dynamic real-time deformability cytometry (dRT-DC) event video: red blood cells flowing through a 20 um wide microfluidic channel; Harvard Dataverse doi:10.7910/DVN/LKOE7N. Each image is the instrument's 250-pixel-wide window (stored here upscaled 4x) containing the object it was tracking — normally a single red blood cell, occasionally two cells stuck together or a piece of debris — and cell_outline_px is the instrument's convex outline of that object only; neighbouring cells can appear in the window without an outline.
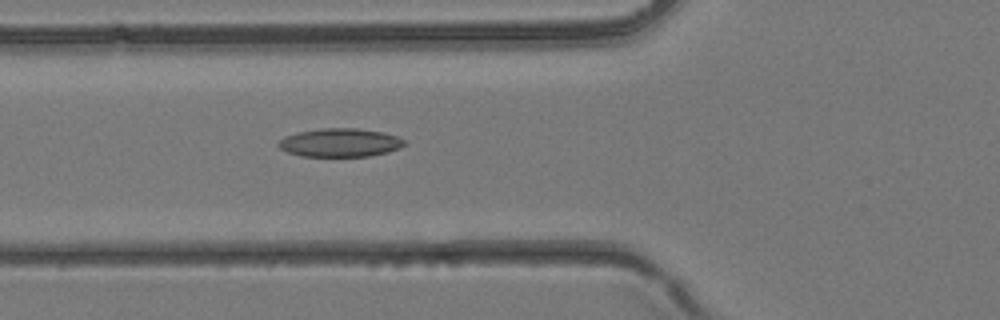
{"species": "common noctule bat (a hibernating species)", "species_latin": "Nyctalus noctula", "temperature_condition": "room temperature", "stored_images_in_passage": 27, "camera_frame_rate_fps": 3000, "um_per_image_px": 0.085, "animal": {"sex": "female", "body_mass_g": 24.6, "forearm_length_mm": 56.2}, "frame": {"image": 1, "passage_image": 3, "time_ms": 0.667, "image_size_px": [1000, 320], "cell_outline_px": [[408, 144], [400, 148], [388, 152], [368, 156], [300, 156], [288, 152], [280, 148], [276, 144], [284, 136], [296, 132], [320, 128], [356, 128], [384, 132], [396, 136], [404, 140]], "centroid_in_image_um": [28.9, 12.12], "position_along_channel_um": 96.9, "area_um2": 21.04}}
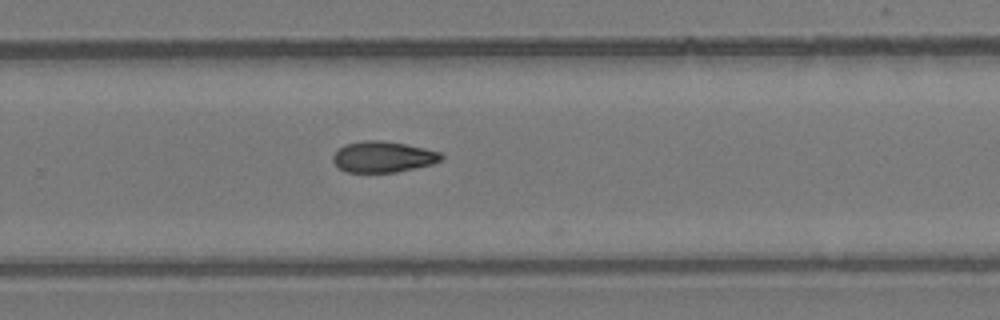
{"frame": {"image": 2, "passage_image": 14, "time_ms": 4.333, "image_size_px": [1000, 320], "cell_outline_px": [[444, 156], [440, 160], [432, 164], [416, 168], [396, 172], [348, 172], [340, 168], [332, 160], [332, 156], [344, 144], [364, 140], [380, 140], [404, 144], [424, 148], [440, 152]], "centroid_in_image_um": [32.56, 13.33], "position_along_channel_um": 297.2, "area_um2": 19.42}}
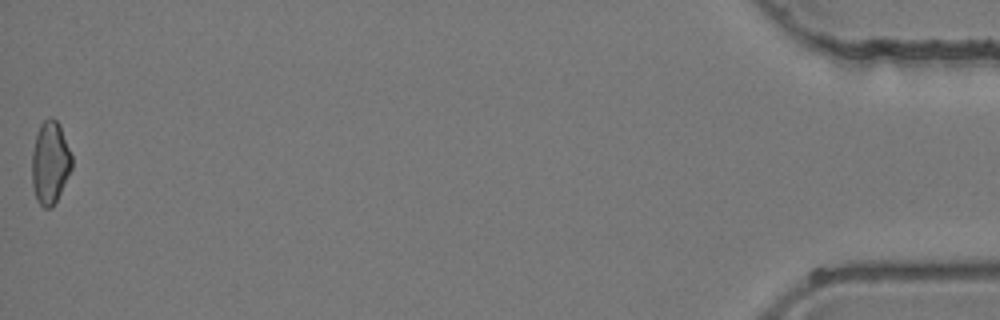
{"frame": {"image": 3, "passage_image": 27, "time_ms": 8.667, "image_size_px": [1000, 320], "cell_outline_px": [[72, 168], [52, 208], [44, 208], [36, 200], [32, 184], [32, 152], [36, 136], [40, 124], [48, 116], [52, 116], [60, 124], [72, 156]], "centroid_in_image_um": [4.25, 13.8], "position_along_channel_um": 430.9, "area_um2": 19.25}}